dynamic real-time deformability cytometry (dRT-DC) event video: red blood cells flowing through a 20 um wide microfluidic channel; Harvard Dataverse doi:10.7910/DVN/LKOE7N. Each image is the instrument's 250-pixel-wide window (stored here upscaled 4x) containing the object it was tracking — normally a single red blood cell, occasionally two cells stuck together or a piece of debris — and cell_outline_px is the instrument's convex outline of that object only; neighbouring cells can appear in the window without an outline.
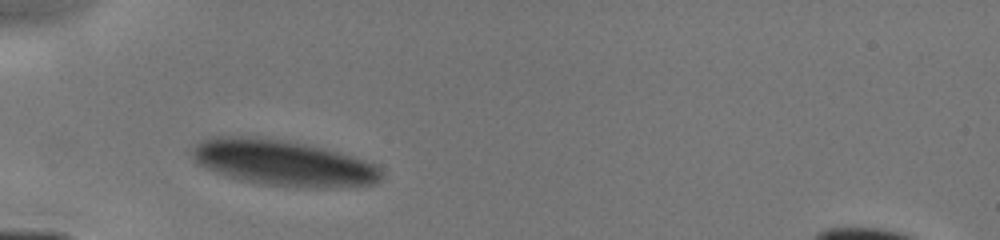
{"species": "human", "species_latin": "Homo sapiens", "temperature_condition": "cold", "stored_images_in_passage": 11, "camera_frame_rate_fps": 3000, "um_per_image_px": 0.085, "donor": {"sex": "male"}, "frame": {"image": 1, "passage_image": 1, "time_ms": 0.0, "image_size_px": [1000, 240], "cell_outline_px": [[384, 176], [376, 184], [324, 188], [312, 188], [268, 184], [244, 180], [228, 176], [196, 164], [188, 152], [200, 140], [212, 136], [256, 136], [288, 140], [324, 148], [340, 152], [376, 164], [380, 168]], "centroid_in_image_um": [24.06, 13.82], "position_along_channel_um": 60.9, "area_um2": 50.86}}
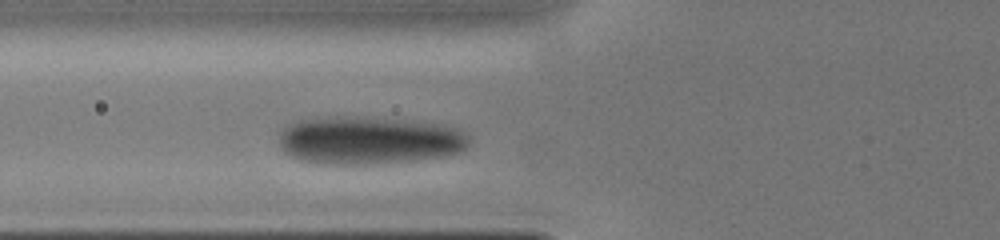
{"frame": {"image": 2, "passage_image": 7, "time_ms": 1.0, "image_size_px": [1000, 240], "cell_outline_px": [[468, 144], [460, 152], [444, 156], [408, 160], [368, 164], [320, 164], [300, 160], [284, 152], [280, 144], [280, 132], [288, 124], [300, 120], [336, 116], [340, 116], [396, 120], [444, 124], [456, 128], [464, 132], [468, 136]], "centroid_in_image_um": [31.33, 11.93], "position_along_channel_um": 94.5, "area_um2": 52.48}}